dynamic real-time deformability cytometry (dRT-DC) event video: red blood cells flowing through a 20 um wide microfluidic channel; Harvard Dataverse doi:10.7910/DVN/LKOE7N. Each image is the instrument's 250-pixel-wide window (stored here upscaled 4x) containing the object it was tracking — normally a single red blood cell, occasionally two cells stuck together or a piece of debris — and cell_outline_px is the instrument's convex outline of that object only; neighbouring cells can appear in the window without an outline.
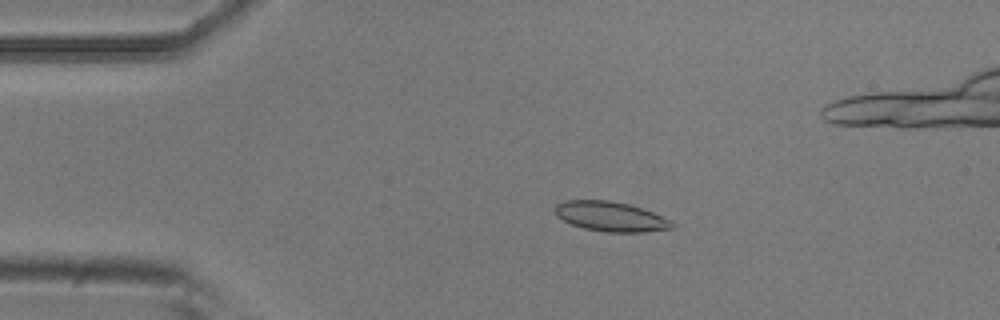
{"species": "common noctule bat (a hibernating species)", "species_latin": "Nyctalus noctula", "temperature_condition": "room temperature", "stored_images_in_passage": 6, "camera_frame_rate_fps": 3000, "um_per_image_px": 0.085, "animal": {"sex": "male", "body_mass_g": 20.5, "forearm_length_mm": 52.5}, "frame": {"image": 1, "passage_image": 3, "time_ms": 0.667, "image_size_px": [1000, 320], "cell_outline_px": [[676, 228], [644, 232], [604, 232], [584, 228], [572, 224], [556, 216], [556, 204], [564, 200], [608, 200], [628, 204], [652, 212], [672, 220], [676, 224]], "centroid_in_image_um": [51.95, 18.41], "position_along_channel_um": 33.1, "area_um2": 20.35}}
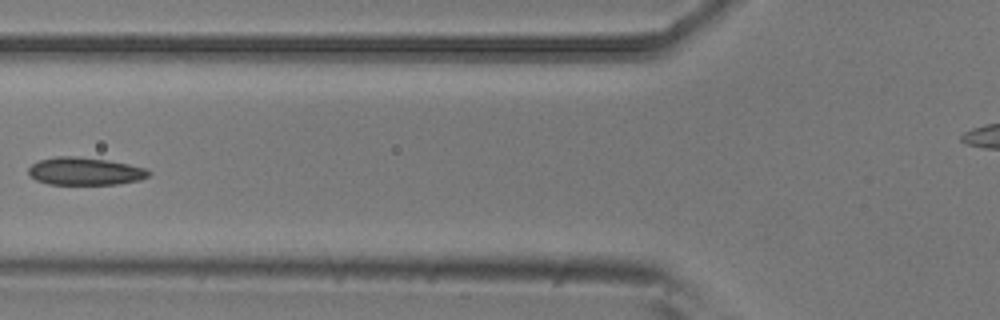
{"frame": {"image": 2, "passage_image": 6, "time_ms": 1.667, "image_size_px": [1000, 320], "cell_outline_px": [[152, 172], [148, 176], [140, 180], [120, 184], [48, 184], [36, 180], [28, 176], [28, 168], [32, 164], [40, 160], [56, 156], [76, 156], [108, 160], [148, 168]], "centroid_in_image_um": [7.23, 14.56], "position_along_channel_um": 118.6, "area_um2": 19.59}}